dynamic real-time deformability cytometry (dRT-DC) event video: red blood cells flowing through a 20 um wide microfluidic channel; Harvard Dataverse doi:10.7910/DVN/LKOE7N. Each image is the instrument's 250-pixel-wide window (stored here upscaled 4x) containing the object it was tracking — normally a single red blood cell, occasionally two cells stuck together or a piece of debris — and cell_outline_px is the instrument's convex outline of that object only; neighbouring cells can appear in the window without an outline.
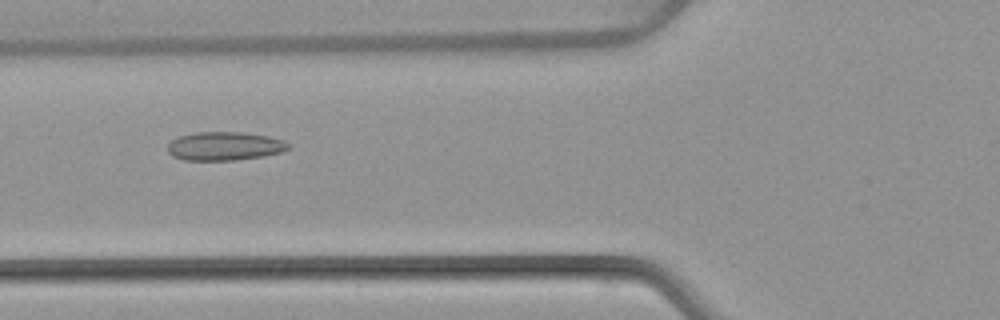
{"species": "common noctule bat (a hibernating species)", "species_latin": "Nyctalus noctula", "temperature_condition": "warm", "stored_images_in_passage": 7, "camera_frame_rate_fps": 3000, "um_per_image_px": 0.085, "animal": {"sex": "female", "body_mass_g": 22.7, "forearm_length_mm": 54.2}, "frame": {"image": 1, "passage_image": 6, "time_ms": 6.333, "image_size_px": [1000, 320], "cell_outline_px": [[292, 148], [284, 152], [264, 156], [232, 160], [184, 160], [172, 156], [168, 152], [168, 144], [172, 140], [180, 136], [196, 132], [240, 132], [268, 136], [284, 140], [292, 144]], "centroid_in_image_um": [19.15, 12.42], "position_along_channel_um": 106.6, "area_um2": 20.29}}
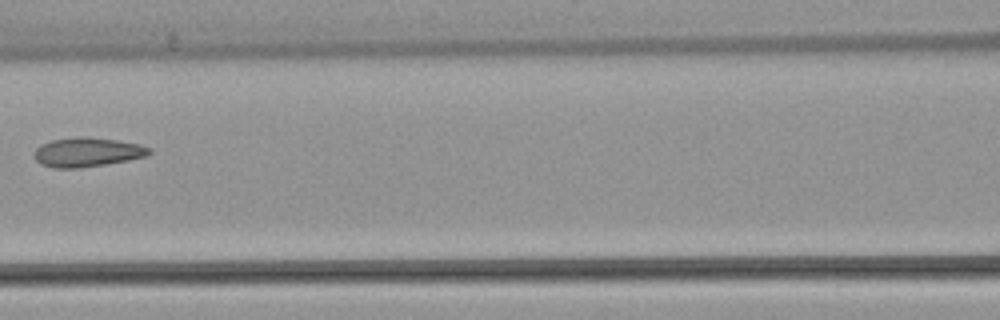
{"frame": {"image": 2, "passage_image": 7, "time_ms": 7.667, "image_size_px": [1000, 320], "cell_outline_px": [[152, 152], [148, 156], [128, 160], [80, 168], [52, 168], [40, 164], [36, 160], [36, 148], [40, 144], [52, 140], [116, 140], [140, 144], [152, 148]], "centroid_in_image_um": [7.46, 12.99], "position_along_channel_um": 159.1, "area_um2": 18.67}}